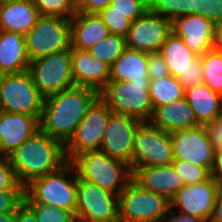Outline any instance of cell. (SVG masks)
<instances>
[{
	"instance_id": "obj_21",
	"label": "cell",
	"mask_w": 222,
	"mask_h": 222,
	"mask_svg": "<svg viewBox=\"0 0 222 222\" xmlns=\"http://www.w3.org/2000/svg\"><path fill=\"white\" fill-rule=\"evenodd\" d=\"M149 122L167 133L200 125L185 97L171 103L156 106Z\"/></svg>"
},
{
	"instance_id": "obj_39",
	"label": "cell",
	"mask_w": 222,
	"mask_h": 222,
	"mask_svg": "<svg viewBox=\"0 0 222 222\" xmlns=\"http://www.w3.org/2000/svg\"><path fill=\"white\" fill-rule=\"evenodd\" d=\"M24 190L0 191V214L15 212L23 203Z\"/></svg>"
},
{
	"instance_id": "obj_11",
	"label": "cell",
	"mask_w": 222,
	"mask_h": 222,
	"mask_svg": "<svg viewBox=\"0 0 222 222\" xmlns=\"http://www.w3.org/2000/svg\"><path fill=\"white\" fill-rule=\"evenodd\" d=\"M174 160L170 133L141 122L134 137L132 172L141 167L170 165Z\"/></svg>"
},
{
	"instance_id": "obj_14",
	"label": "cell",
	"mask_w": 222,
	"mask_h": 222,
	"mask_svg": "<svg viewBox=\"0 0 222 222\" xmlns=\"http://www.w3.org/2000/svg\"><path fill=\"white\" fill-rule=\"evenodd\" d=\"M140 123L133 117L112 113L99 150L129 165L132 171L134 137Z\"/></svg>"
},
{
	"instance_id": "obj_45",
	"label": "cell",
	"mask_w": 222,
	"mask_h": 222,
	"mask_svg": "<svg viewBox=\"0 0 222 222\" xmlns=\"http://www.w3.org/2000/svg\"><path fill=\"white\" fill-rule=\"evenodd\" d=\"M14 222H36L34 212L23 202L15 211Z\"/></svg>"
},
{
	"instance_id": "obj_47",
	"label": "cell",
	"mask_w": 222,
	"mask_h": 222,
	"mask_svg": "<svg viewBox=\"0 0 222 222\" xmlns=\"http://www.w3.org/2000/svg\"><path fill=\"white\" fill-rule=\"evenodd\" d=\"M208 222H222V190L219 191Z\"/></svg>"
},
{
	"instance_id": "obj_22",
	"label": "cell",
	"mask_w": 222,
	"mask_h": 222,
	"mask_svg": "<svg viewBox=\"0 0 222 222\" xmlns=\"http://www.w3.org/2000/svg\"><path fill=\"white\" fill-rule=\"evenodd\" d=\"M71 48L89 50L110 34L96 13L76 12L70 19Z\"/></svg>"
},
{
	"instance_id": "obj_10",
	"label": "cell",
	"mask_w": 222,
	"mask_h": 222,
	"mask_svg": "<svg viewBox=\"0 0 222 222\" xmlns=\"http://www.w3.org/2000/svg\"><path fill=\"white\" fill-rule=\"evenodd\" d=\"M77 222H119L118 195L80 178L76 172Z\"/></svg>"
},
{
	"instance_id": "obj_3",
	"label": "cell",
	"mask_w": 222,
	"mask_h": 222,
	"mask_svg": "<svg viewBox=\"0 0 222 222\" xmlns=\"http://www.w3.org/2000/svg\"><path fill=\"white\" fill-rule=\"evenodd\" d=\"M25 204L54 206L76 213V169L67 161L58 170L31 180L24 186Z\"/></svg>"
},
{
	"instance_id": "obj_28",
	"label": "cell",
	"mask_w": 222,
	"mask_h": 222,
	"mask_svg": "<svg viewBox=\"0 0 222 222\" xmlns=\"http://www.w3.org/2000/svg\"><path fill=\"white\" fill-rule=\"evenodd\" d=\"M184 91L178 78L172 75L150 81L149 94L154 108L184 98Z\"/></svg>"
},
{
	"instance_id": "obj_32",
	"label": "cell",
	"mask_w": 222,
	"mask_h": 222,
	"mask_svg": "<svg viewBox=\"0 0 222 222\" xmlns=\"http://www.w3.org/2000/svg\"><path fill=\"white\" fill-rule=\"evenodd\" d=\"M41 16L71 19L77 12L76 0H33Z\"/></svg>"
},
{
	"instance_id": "obj_19",
	"label": "cell",
	"mask_w": 222,
	"mask_h": 222,
	"mask_svg": "<svg viewBox=\"0 0 222 222\" xmlns=\"http://www.w3.org/2000/svg\"><path fill=\"white\" fill-rule=\"evenodd\" d=\"M71 65L75 86L98 93L110 79V66L92 56L89 50L71 48Z\"/></svg>"
},
{
	"instance_id": "obj_5",
	"label": "cell",
	"mask_w": 222,
	"mask_h": 222,
	"mask_svg": "<svg viewBox=\"0 0 222 222\" xmlns=\"http://www.w3.org/2000/svg\"><path fill=\"white\" fill-rule=\"evenodd\" d=\"M71 162L80 178L114 195H119L133 177L129 165L110 158L100 150L84 152Z\"/></svg>"
},
{
	"instance_id": "obj_7",
	"label": "cell",
	"mask_w": 222,
	"mask_h": 222,
	"mask_svg": "<svg viewBox=\"0 0 222 222\" xmlns=\"http://www.w3.org/2000/svg\"><path fill=\"white\" fill-rule=\"evenodd\" d=\"M119 222H161L170 200L143 189L133 179L118 195Z\"/></svg>"
},
{
	"instance_id": "obj_15",
	"label": "cell",
	"mask_w": 222,
	"mask_h": 222,
	"mask_svg": "<svg viewBox=\"0 0 222 222\" xmlns=\"http://www.w3.org/2000/svg\"><path fill=\"white\" fill-rule=\"evenodd\" d=\"M171 32L170 20L147 10L131 23L125 36L126 47L146 53L159 52Z\"/></svg>"
},
{
	"instance_id": "obj_49",
	"label": "cell",
	"mask_w": 222,
	"mask_h": 222,
	"mask_svg": "<svg viewBox=\"0 0 222 222\" xmlns=\"http://www.w3.org/2000/svg\"><path fill=\"white\" fill-rule=\"evenodd\" d=\"M15 212L0 214V222H14Z\"/></svg>"
},
{
	"instance_id": "obj_37",
	"label": "cell",
	"mask_w": 222,
	"mask_h": 222,
	"mask_svg": "<svg viewBox=\"0 0 222 222\" xmlns=\"http://www.w3.org/2000/svg\"><path fill=\"white\" fill-rule=\"evenodd\" d=\"M194 14L211 21L214 25L222 23V0H194Z\"/></svg>"
},
{
	"instance_id": "obj_35",
	"label": "cell",
	"mask_w": 222,
	"mask_h": 222,
	"mask_svg": "<svg viewBox=\"0 0 222 222\" xmlns=\"http://www.w3.org/2000/svg\"><path fill=\"white\" fill-rule=\"evenodd\" d=\"M104 22L110 34L120 35L125 37L131 27L132 21L117 11H111V7L99 10L96 13Z\"/></svg>"
},
{
	"instance_id": "obj_26",
	"label": "cell",
	"mask_w": 222,
	"mask_h": 222,
	"mask_svg": "<svg viewBox=\"0 0 222 222\" xmlns=\"http://www.w3.org/2000/svg\"><path fill=\"white\" fill-rule=\"evenodd\" d=\"M147 53L126 48L110 67L109 81L143 80L148 77Z\"/></svg>"
},
{
	"instance_id": "obj_8",
	"label": "cell",
	"mask_w": 222,
	"mask_h": 222,
	"mask_svg": "<svg viewBox=\"0 0 222 222\" xmlns=\"http://www.w3.org/2000/svg\"><path fill=\"white\" fill-rule=\"evenodd\" d=\"M28 72L33 84L45 98L75 86L71 49L33 59L29 63Z\"/></svg>"
},
{
	"instance_id": "obj_16",
	"label": "cell",
	"mask_w": 222,
	"mask_h": 222,
	"mask_svg": "<svg viewBox=\"0 0 222 222\" xmlns=\"http://www.w3.org/2000/svg\"><path fill=\"white\" fill-rule=\"evenodd\" d=\"M219 191V186L211 176L202 182L185 185L170 200V210L178 207L179 214L208 222Z\"/></svg>"
},
{
	"instance_id": "obj_46",
	"label": "cell",
	"mask_w": 222,
	"mask_h": 222,
	"mask_svg": "<svg viewBox=\"0 0 222 222\" xmlns=\"http://www.w3.org/2000/svg\"><path fill=\"white\" fill-rule=\"evenodd\" d=\"M170 215V217H168ZM161 222H204L198 218H194L190 215L177 214L175 211H169L163 218Z\"/></svg>"
},
{
	"instance_id": "obj_33",
	"label": "cell",
	"mask_w": 222,
	"mask_h": 222,
	"mask_svg": "<svg viewBox=\"0 0 222 222\" xmlns=\"http://www.w3.org/2000/svg\"><path fill=\"white\" fill-rule=\"evenodd\" d=\"M26 205L34 212L36 222H77L75 215L66 209L40 204Z\"/></svg>"
},
{
	"instance_id": "obj_43",
	"label": "cell",
	"mask_w": 222,
	"mask_h": 222,
	"mask_svg": "<svg viewBox=\"0 0 222 222\" xmlns=\"http://www.w3.org/2000/svg\"><path fill=\"white\" fill-rule=\"evenodd\" d=\"M112 0H76L78 12L97 13L99 10L107 7Z\"/></svg>"
},
{
	"instance_id": "obj_20",
	"label": "cell",
	"mask_w": 222,
	"mask_h": 222,
	"mask_svg": "<svg viewBox=\"0 0 222 222\" xmlns=\"http://www.w3.org/2000/svg\"><path fill=\"white\" fill-rule=\"evenodd\" d=\"M132 179L143 189L171 200L185 186L172 164L136 168Z\"/></svg>"
},
{
	"instance_id": "obj_27",
	"label": "cell",
	"mask_w": 222,
	"mask_h": 222,
	"mask_svg": "<svg viewBox=\"0 0 222 222\" xmlns=\"http://www.w3.org/2000/svg\"><path fill=\"white\" fill-rule=\"evenodd\" d=\"M159 52L164 58L170 75L176 78L191 68L193 61L198 57L184 44L183 39L173 32L167 36Z\"/></svg>"
},
{
	"instance_id": "obj_1",
	"label": "cell",
	"mask_w": 222,
	"mask_h": 222,
	"mask_svg": "<svg viewBox=\"0 0 222 222\" xmlns=\"http://www.w3.org/2000/svg\"><path fill=\"white\" fill-rule=\"evenodd\" d=\"M98 98L97 91L81 86L46 97L39 121L40 130L65 145Z\"/></svg>"
},
{
	"instance_id": "obj_36",
	"label": "cell",
	"mask_w": 222,
	"mask_h": 222,
	"mask_svg": "<svg viewBox=\"0 0 222 222\" xmlns=\"http://www.w3.org/2000/svg\"><path fill=\"white\" fill-rule=\"evenodd\" d=\"M109 6L133 22L148 10V0H112Z\"/></svg>"
},
{
	"instance_id": "obj_50",
	"label": "cell",
	"mask_w": 222,
	"mask_h": 222,
	"mask_svg": "<svg viewBox=\"0 0 222 222\" xmlns=\"http://www.w3.org/2000/svg\"><path fill=\"white\" fill-rule=\"evenodd\" d=\"M15 1H24V0H0V5L4 3L15 2Z\"/></svg>"
},
{
	"instance_id": "obj_23",
	"label": "cell",
	"mask_w": 222,
	"mask_h": 222,
	"mask_svg": "<svg viewBox=\"0 0 222 222\" xmlns=\"http://www.w3.org/2000/svg\"><path fill=\"white\" fill-rule=\"evenodd\" d=\"M39 12L33 0L0 5V30L26 35L36 24Z\"/></svg>"
},
{
	"instance_id": "obj_42",
	"label": "cell",
	"mask_w": 222,
	"mask_h": 222,
	"mask_svg": "<svg viewBox=\"0 0 222 222\" xmlns=\"http://www.w3.org/2000/svg\"><path fill=\"white\" fill-rule=\"evenodd\" d=\"M205 126L214 151L222 150V115Z\"/></svg>"
},
{
	"instance_id": "obj_44",
	"label": "cell",
	"mask_w": 222,
	"mask_h": 222,
	"mask_svg": "<svg viewBox=\"0 0 222 222\" xmlns=\"http://www.w3.org/2000/svg\"><path fill=\"white\" fill-rule=\"evenodd\" d=\"M210 176L222 190V150L214 152V162L210 171Z\"/></svg>"
},
{
	"instance_id": "obj_2",
	"label": "cell",
	"mask_w": 222,
	"mask_h": 222,
	"mask_svg": "<svg viewBox=\"0 0 222 222\" xmlns=\"http://www.w3.org/2000/svg\"><path fill=\"white\" fill-rule=\"evenodd\" d=\"M18 182L31 180L58 170L67 160L64 145L41 130L7 156Z\"/></svg>"
},
{
	"instance_id": "obj_38",
	"label": "cell",
	"mask_w": 222,
	"mask_h": 222,
	"mask_svg": "<svg viewBox=\"0 0 222 222\" xmlns=\"http://www.w3.org/2000/svg\"><path fill=\"white\" fill-rule=\"evenodd\" d=\"M3 190H24L11 167L7 157L0 156V191Z\"/></svg>"
},
{
	"instance_id": "obj_13",
	"label": "cell",
	"mask_w": 222,
	"mask_h": 222,
	"mask_svg": "<svg viewBox=\"0 0 222 222\" xmlns=\"http://www.w3.org/2000/svg\"><path fill=\"white\" fill-rule=\"evenodd\" d=\"M170 137L174 159L192 162L211 171L215 151L205 125L173 131Z\"/></svg>"
},
{
	"instance_id": "obj_29",
	"label": "cell",
	"mask_w": 222,
	"mask_h": 222,
	"mask_svg": "<svg viewBox=\"0 0 222 222\" xmlns=\"http://www.w3.org/2000/svg\"><path fill=\"white\" fill-rule=\"evenodd\" d=\"M203 83L222 96V52L215 48L201 56Z\"/></svg>"
},
{
	"instance_id": "obj_30",
	"label": "cell",
	"mask_w": 222,
	"mask_h": 222,
	"mask_svg": "<svg viewBox=\"0 0 222 222\" xmlns=\"http://www.w3.org/2000/svg\"><path fill=\"white\" fill-rule=\"evenodd\" d=\"M125 37L109 34L103 40L89 49L92 56L106 63L110 67L126 49Z\"/></svg>"
},
{
	"instance_id": "obj_41",
	"label": "cell",
	"mask_w": 222,
	"mask_h": 222,
	"mask_svg": "<svg viewBox=\"0 0 222 222\" xmlns=\"http://www.w3.org/2000/svg\"><path fill=\"white\" fill-rule=\"evenodd\" d=\"M148 77L150 80L170 75L160 52L147 53Z\"/></svg>"
},
{
	"instance_id": "obj_31",
	"label": "cell",
	"mask_w": 222,
	"mask_h": 222,
	"mask_svg": "<svg viewBox=\"0 0 222 222\" xmlns=\"http://www.w3.org/2000/svg\"><path fill=\"white\" fill-rule=\"evenodd\" d=\"M148 10L172 21L194 14V0H148Z\"/></svg>"
},
{
	"instance_id": "obj_6",
	"label": "cell",
	"mask_w": 222,
	"mask_h": 222,
	"mask_svg": "<svg viewBox=\"0 0 222 222\" xmlns=\"http://www.w3.org/2000/svg\"><path fill=\"white\" fill-rule=\"evenodd\" d=\"M44 100L28 70L0 75V111L32 115L40 121Z\"/></svg>"
},
{
	"instance_id": "obj_4",
	"label": "cell",
	"mask_w": 222,
	"mask_h": 222,
	"mask_svg": "<svg viewBox=\"0 0 222 222\" xmlns=\"http://www.w3.org/2000/svg\"><path fill=\"white\" fill-rule=\"evenodd\" d=\"M150 81L149 78L109 81L99 92V98L115 114L149 122L154 110L149 94Z\"/></svg>"
},
{
	"instance_id": "obj_9",
	"label": "cell",
	"mask_w": 222,
	"mask_h": 222,
	"mask_svg": "<svg viewBox=\"0 0 222 222\" xmlns=\"http://www.w3.org/2000/svg\"><path fill=\"white\" fill-rule=\"evenodd\" d=\"M24 37L30 61L71 49L70 19L40 15L35 26Z\"/></svg>"
},
{
	"instance_id": "obj_18",
	"label": "cell",
	"mask_w": 222,
	"mask_h": 222,
	"mask_svg": "<svg viewBox=\"0 0 222 222\" xmlns=\"http://www.w3.org/2000/svg\"><path fill=\"white\" fill-rule=\"evenodd\" d=\"M39 130V120L32 115L0 111V156L7 157Z\"/></svg>"
},
{
	"instance_id": "obj_34",
	"label": "cell",
	"mask_w": 222,
	"mask_h": 222,
	"mask_svg": "<svg viewBox=\"0 0 222 222\" xmlns=\"http://www.w3.org/2000/svg\"><path fill=\"white\" fill-rule=\"evenodd\" d=\"M172 165L185 185L196 184L210 177V172L206 168L193 164L192 162L175 159Z\"/></svg>"
},
{
	"instance_id": "obj_17",
	"label": "cell",
	"mask_w": 222,
	"mask_h": 222,
	"mask_svg": "<svg viewBox=\"0 0 222 222\" xmlns=\"http://www.w3.org/2000/svg\"><path fill=\"white\" fill-rule=\"evenodd\" d=\"M215 27L211 21L196 14L171 21L172 32L180 36L184 44L198 56L214 48Z\"/></svg>"
},
{
	"instance_id": "obj_25",
	"label": "cell",
	"mask_w": 222,
	"mask_h": 222,
	"mask_svg": "<svg viewBox=\"0 0 222 222\" xmlns=\"http://www.w3.org/2000/svg\"><path fill=\"white\" fill-rule=\"evenodd\" d=\"M184 97L200 125H206L222 115V96L204 83L187 87Z\"/></svg>"
},
{
	"instance_id": "obj_48",
	"label": "cell",
	"mask_w": 222,
	"mask_h": 222,
	"mask_svg": "<svg viewBox=\"0 0 222 222\" xmlns=\"http://www.w3.org/2000/svg\"><path fill=\"white\" fill-rule=\"evenodd\" d=\"M214 48L222 52V23L217 24L215 27V42Z\"/></svg>"
},
{
	"instance_id": "obj_12",
	"label": "cell",
	"mask_w": 222,
	"mask_h": 222,
	"mask_svg": "<svg viewBox=\"0 0 222 222\" xmlns=\"http://www.w3.org/2000/svg\"><path fill=\"white\" fill-rule=\"evenodd\" d=\"M112 113L100 98L90 106L77 125L74 134L64 145L67 161H72L76 156L84 152L100 149L105 128Z\"/></svg>"
},
{
	"instance_id": "obj_40",
	"label": "cell",
	"mask_w": 222,
	"mask_h": 222,
	"mask_svg": "<svg viewBox=\"0 0 222 222\" xmlns=\"http://www.w3.org/2000/svg\"><path fill=\"white\" fill-rule=\"evenodd\" d=\"M183 88L196 86L203 83L201 56H198L192 63V67L178 77Z\"/></svg>"
},
{
	"instance_id": "obj_24",
	"label": "cell",
	"mask_w": 222,
	"mask_h": 222,
	"mask_svg": "<svg viewBox=\"0 0 222 222\" xmlns=\"http://www.w3.org/2000/svg\"><path fill=\"white\" fill-rule=\"evenodd\" d=\"M29 63L24 35L0 30V75L26 71Z\"/></svg>"
}]
</instances>
